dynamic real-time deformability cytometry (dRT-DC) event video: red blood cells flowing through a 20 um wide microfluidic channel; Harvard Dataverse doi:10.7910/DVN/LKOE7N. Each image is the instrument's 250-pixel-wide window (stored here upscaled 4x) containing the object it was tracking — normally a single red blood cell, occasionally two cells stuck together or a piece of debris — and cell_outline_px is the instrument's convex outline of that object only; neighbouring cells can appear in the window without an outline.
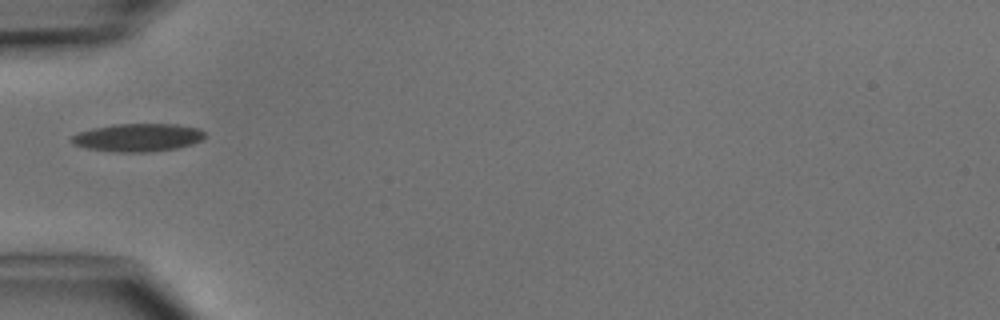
{"species": "common noctule bat (a hibernating species)", "species_latin": "Nyctalus noctula", "temperature_condition": "cold", "stored_images_in_passage": 2, "camera_frame_rate_fps": 3000, "um_per_image_px": 0.085, "animal": {"sex": "male", "body_mass_g": 15.6}, "frame": {"image": 1, "passage_image": 1, "time_ms": 0.0, "image_size_px": [1000, 320], "cell_outline_px": [[204, 136], [200, 140], [192, 144], [176, 148], [148, 152], [116, 152], [88, 148], [72, 144], [68, 140], [72, 136], [80, 132], [92, 128], [112, 124], [176, 124], [200, 128], [204, 132]], "centroid_in_image_um": [11.69, 11.68], "position_along_channel_um": 73.3, "area_um2": 21.73}}